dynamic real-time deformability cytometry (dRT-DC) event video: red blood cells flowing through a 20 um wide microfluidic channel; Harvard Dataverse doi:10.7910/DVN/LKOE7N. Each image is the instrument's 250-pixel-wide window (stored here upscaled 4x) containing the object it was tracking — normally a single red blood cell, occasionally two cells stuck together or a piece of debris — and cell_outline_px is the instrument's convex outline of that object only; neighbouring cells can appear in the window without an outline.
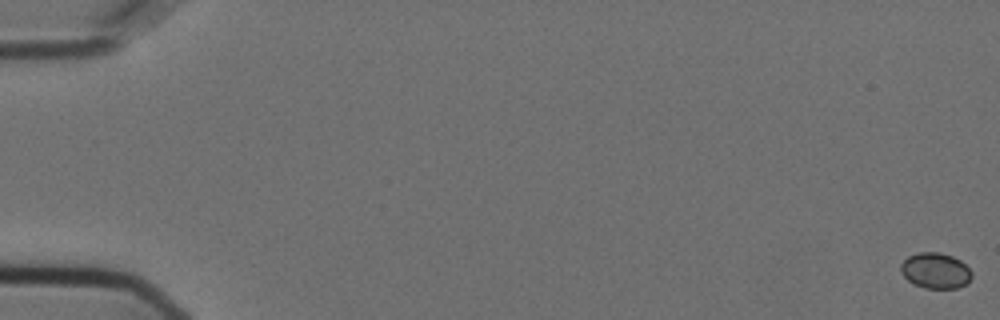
{"species": "Egyptian fruit bat (a non-hibernating species)", "species_latin": "Rousettus aegyptiacus", "temperature_condition": "cold", "stored_images_in_passage": 14, "camera_frame_rate_fps": 3000, "um_per_image_px": 0.085, "animal": {"sex": "female"}, "frame": {"image": 1, "passage_image": 1, "time_ms": 0.0, "image_size_px": [1000, 320], "cell_outline_px": [[972, 276], [964, 284], [956, 288], [924, 288], [912, 284], [900, 272], [900, 264], [908, 256], [920, 252], [940, 252], [952, 256], [960, 260], [972, 272]], "centroid_in_image_um": [79.47, 23.0], "position_along_channel_um": 5.5, "area_um2": 14.74}}